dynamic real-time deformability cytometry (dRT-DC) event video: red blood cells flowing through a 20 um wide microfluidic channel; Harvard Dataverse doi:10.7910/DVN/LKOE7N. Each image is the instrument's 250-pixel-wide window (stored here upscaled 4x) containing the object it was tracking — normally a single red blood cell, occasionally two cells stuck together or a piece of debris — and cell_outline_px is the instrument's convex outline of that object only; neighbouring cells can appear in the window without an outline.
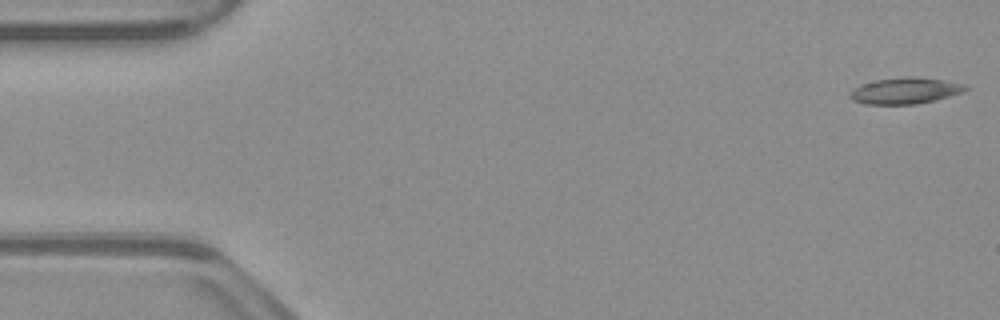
{"species": "common noctule bat (a hibernating species)", "species_latin": "Nyctalus noctula", "temperature_condition": "warm", "stored_images_in_passage": 52, "camera_frame_rate_fps": 3000, "um_per_image_px": 0.085, "animal": {"sex": "male", "body_mass_g": 23.1, "forearm_length_mm": 52.7}, "frame": {"image": 1, "passage_image": 1, "time_ms": 0.0, "image_size_px": [1000, 320], "cell_outline_px": [[968, 88], [964, 92], [936, 100], [916, 104], [864, 104], [852, 100], [848, 96], [848, 92], [852, 88], [860, 84], [876, 80], [908, 76], [912, 76], [944, 80], [968, 84]], "centroid_in_image_um": [76.93, 7.71], "position_along_channel_um": 8.1, "area_um2": 17.98}}
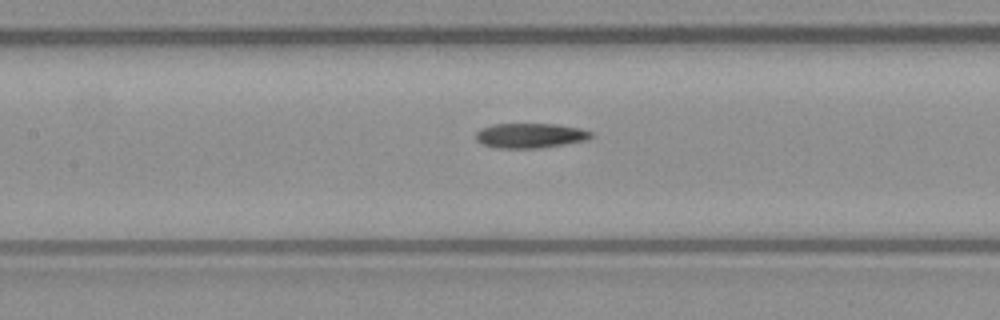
{"frame": {"image": 2, "passage_image": 23, "time_ms": 7.333, "image_size_px": [1000, 320], "cell_outline_px": [[596, 136], [588, 140], [540, 148], [496, 148], [484, 144], [476, 140], [476, 132], [480, 128], [496, 124], [556, 124], [580, 128], [592, 132]], "centroid_in_image_um": [45.11, 11.52], "position_along_channel_um": 162.3, "area_um2": 16.76}}
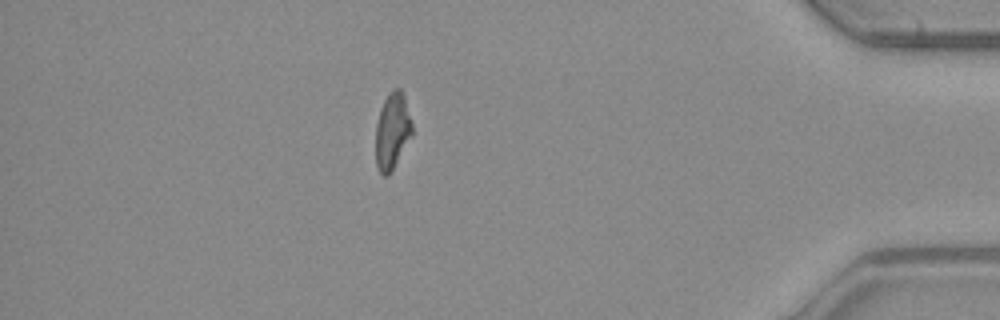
{"frame": {"image": 3, "passage_image": 45, "time_ms": 14.667, "image_size_px": [1000, 320], "cell_outline_px": [[412, 136], [388, 176], [384, 176], [380, 172], [376, 164], [376, 124], [380, 108], [388, 92], [396, 88], [400, 88], [404, 96], [412, 124]], "centroid_in_image_um": [33.34, 11.12], "position_along_channel_um": 401.9, "area_um2": 16.13}}